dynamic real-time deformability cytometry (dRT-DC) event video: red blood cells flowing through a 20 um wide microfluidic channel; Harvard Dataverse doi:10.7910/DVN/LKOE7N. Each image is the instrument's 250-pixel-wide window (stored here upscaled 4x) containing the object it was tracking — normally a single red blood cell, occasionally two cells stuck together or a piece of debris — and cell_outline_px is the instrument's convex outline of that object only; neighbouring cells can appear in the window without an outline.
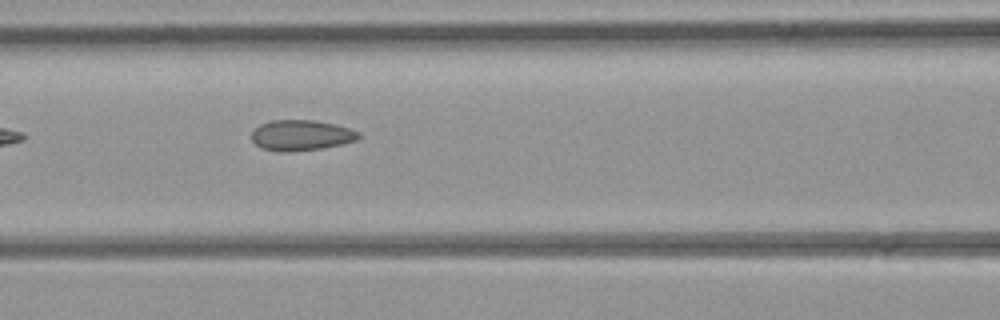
{"species": "common noctule bat (a hibernating species)", "species_latin": "Nyctalus noctula", "temperature_condition": "room temperature", "stored_images_in_passage": 3, "camera_frame_rate_fps": 3000, "um_per_image_px": 0.085, "animal": {"sex": "female", "body_mass_g": 21.9}, "frame": {"image": 1, "passage_image": 3, "time_ms": 2.333, "image_size_px": [1000, 320], "cell_outline_px": [[360, 136], [356, 140], [340, 144], [320, 148], [280, 152], [264, 148], [256, 144], [252, 140], [252, 132], [260, 124], [272, 120], [312, 120], [336, 124], [360, 132]], "centroid_in_image_um": [25.6, 11.48], "position_along_channel_um": 141.0, "area_um2": 18.73}}